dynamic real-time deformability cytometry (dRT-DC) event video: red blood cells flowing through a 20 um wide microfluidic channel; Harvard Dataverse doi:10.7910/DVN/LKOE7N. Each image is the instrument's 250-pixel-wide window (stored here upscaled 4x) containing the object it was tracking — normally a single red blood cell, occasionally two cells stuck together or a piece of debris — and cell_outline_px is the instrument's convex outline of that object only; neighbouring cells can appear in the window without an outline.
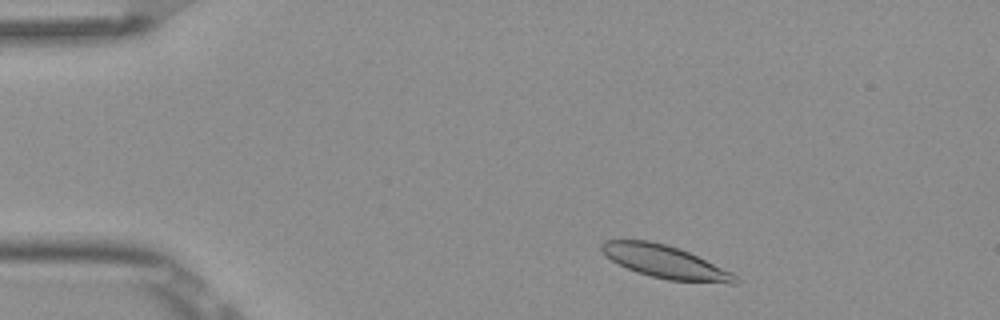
{"species": "Egyptian fruit bat (a non-hibernating species)", "species_latin": "Rousettus aegyptiacus", "temperature_condition": "room temperature", "stored_images_in_passage": 4, "camera_frame_rate_fps": 3000, "um_per_image_px": 0.085, "frame": {"image": 1, "passage_image": 2, "time_ms": 0.333, "image_size_px": [1000, 320], "cell_outline_px": [[740, 280], [736, 284], [728, 284], [668, 280], [636, 272], [604, 256], [600, 252], [600, 244], [604, 240], [648, 240], [664, 244], [688, 252], [732, 272]], "centroid_in_image_um": [56.53, 22.27], "position_along_channel_um": 28.5, "area_um2": 25.49}}